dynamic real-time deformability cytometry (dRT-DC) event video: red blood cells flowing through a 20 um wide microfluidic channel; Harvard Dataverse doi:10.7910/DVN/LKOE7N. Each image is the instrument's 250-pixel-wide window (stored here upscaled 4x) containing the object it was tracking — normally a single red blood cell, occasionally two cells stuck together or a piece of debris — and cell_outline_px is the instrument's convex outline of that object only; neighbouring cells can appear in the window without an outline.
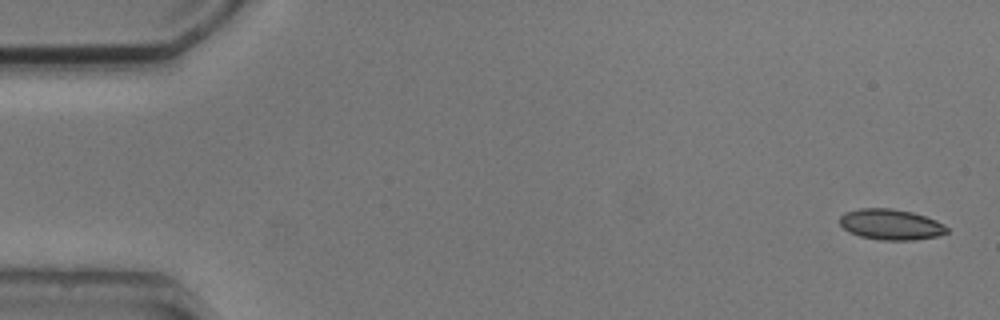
{"species": "common noctule bat (a hibernating species)", "species_latin": "Nyctalus noctula", "temperature_condition": "cold", "stored_images_in_passage": 5, "camera_frame_rate_fps": 3000, "um_per_image_px": 0.085, "animal": {"sex": "male", "body_mass_g": 20.5, "forearm_length_mm": 52.5}, "frame": {"image": 1, "passage_image": 1, "time_ms": 0.0, "image_size_px": [1000, 320], "cell_outline_px": [[948, 232], [936, 236], [912, 240], [880, 240], [860, 236], [844, 228], [840, 224], [840, 216], [844, 212], [860, 208], [892, 208], [912, 212], [936, 220], [944, 224], [948, 228]], "centroid_in_image_um": [75.72, 19.07], "position_along_channel_um": 9.3, "area_um2": 19.07}}
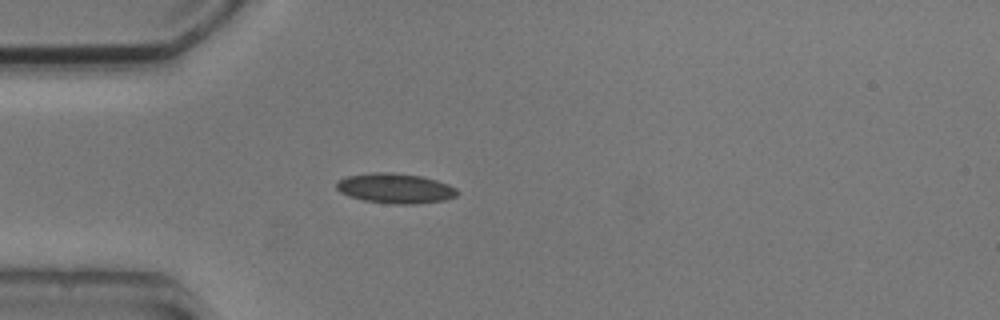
{"frame": {"image": 2, "passage_image": 5, "time_ms": 4.333, "image_size_px": [1000, 320], "cell_outline_px": [[460, 192], [456, 196], [444, 200], [416, 204], [392, 204], [364, 200], [348, 196], [340, 192], [336, 188], [336, 180], [348, 176], [372, 172], [392, 172], [420, 176], [436, 180], [448, 184], [456, 188]], "centroid_in_image_um": [33.59, 16.01], "position_along_channel_um": 51.4, "area_um2": 21.21}}